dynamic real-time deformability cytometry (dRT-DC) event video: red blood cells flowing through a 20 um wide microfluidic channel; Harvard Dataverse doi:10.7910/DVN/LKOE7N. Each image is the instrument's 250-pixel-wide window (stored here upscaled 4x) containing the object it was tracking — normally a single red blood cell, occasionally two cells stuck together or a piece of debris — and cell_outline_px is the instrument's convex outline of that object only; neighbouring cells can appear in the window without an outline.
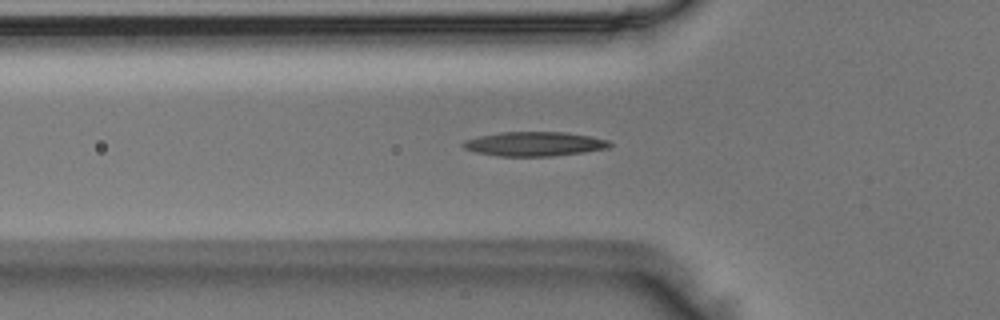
{"species": "Egyptian fruit bat (a non-hibernating species)", "species_latin": "Rousettus aegyptiacus", "temperature_condition": "room temperature", "stored_images_in_passage": 42, "camera_frame_rate_fps": 3000, "um_per_image_px": 0.085, "animal": {"sex": "male"}, "frame": {"image": 1, "passage_image": 13, "time_ms": 4.0, "image_size_px": [1000, 320], "cell_outline_px": [[612, 144], [608, 148], [584, 152], [552, 156], [500, 156], [476, 152], [464, 148], [460, 144], [464, 140], [480, 136], [504, 132], [564, 132], [592, 136], [608, 140]], "centroid_in_image_um": [45.43, 12.23], "position_along_channel_um": 80.4, "area_um2": 20.69}}
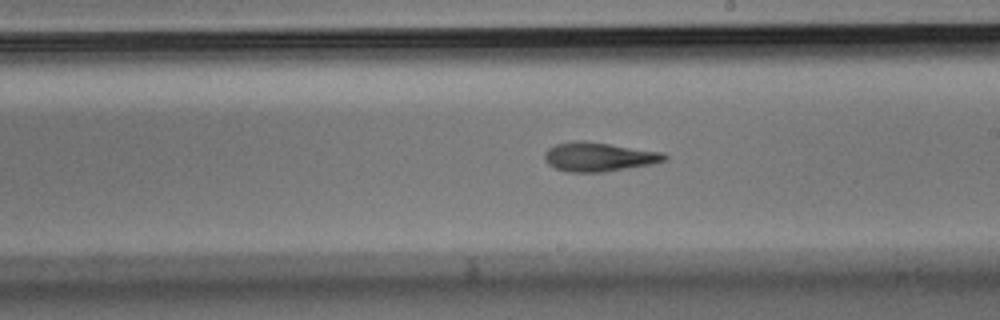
{"frame": {"image": 2, "passage_image": 25, "time_ms": 8.0, "image_size_px": [1000, 320], "cell_outline_px": [[668, 160], [652, 164], [604, 172], [568, 172], [556, 168], [548, 164], [544, 160], [544, 152], [548, 148], [556, 144], [576, 140], [584, 140], [664, 152], [668, 156]], "centroid_in_image_um": [50.91, 13.33], "position_along_channel_um": 238.1, "area_um2": 20.52}}
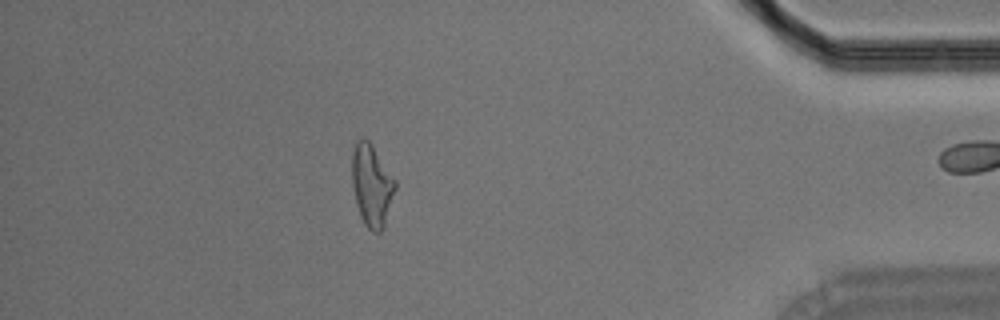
{"frame": {"image": 3, "passage_image": 41, "time_ms": 13.333, "image_size_px": [1000, 320], "cell_outline_px": [[396, 188], [384, 228], [380, 232], [372, 232], [364, 224], [360, 216], [356, 204], [352, 188], [352, 152], [356, 140], [368, 140], [372, 144], [396, 180]], "centroid_in_image_um": [31.6, 15.78], "position_along_channel_um": 403.6, "area_um2": 20.81}}